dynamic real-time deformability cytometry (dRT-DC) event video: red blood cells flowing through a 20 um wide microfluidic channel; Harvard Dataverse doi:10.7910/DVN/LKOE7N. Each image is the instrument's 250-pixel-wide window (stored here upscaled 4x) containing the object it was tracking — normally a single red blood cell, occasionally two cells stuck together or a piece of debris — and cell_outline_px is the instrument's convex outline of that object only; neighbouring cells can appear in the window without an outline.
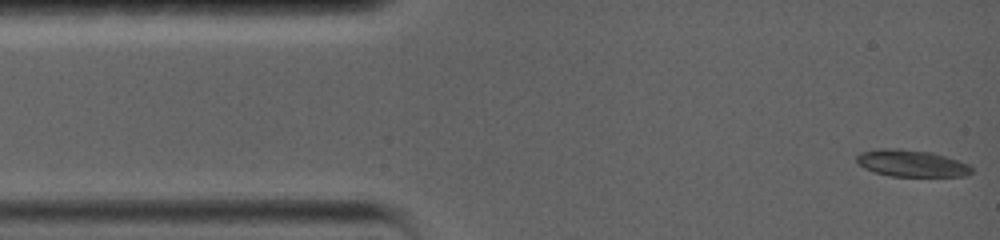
{"species": "common noctule bat (a hibernating species)", "species_latin": "Nyctalus noctula", "temperature_condition": "warm", "stored_images_in_passage": 8, "camera_frame_rate_fps": 5000, "um_per_image_px": 0.085, "animal": {"sex": "female", "body_mass_g": 19.0, "forearm_length_mm": 56.7}, "frame": {"image": 1, "passage_image": 1, "time_ms": 0.0, "image_size_px": [1000, 240], "cell_outline_px": [[972, 172], [964, 176], [892, 176], [876, 172], [864, 168], [856, 160], [856, 156], [860, 152], [880, 148], [900, 148], [932, 152], [968, 164], [972, 168]], "centroid_in_image_um": [77.45, 13.87], "position_along_channel_um": 7.5, "area_um2": 17.86}}
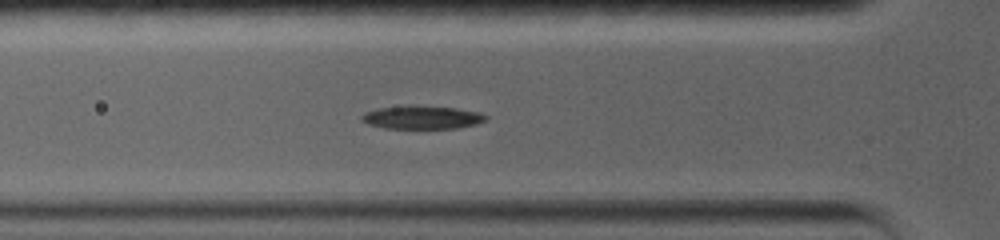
{"frame": {"image": 2, "passage_image": 8, "time_ms": 4.4, "image_size_px": [1000, 240], "cell_outline_px": [[488, 116], [484, 120], [476, 124], [456, 128], [384, 128], [368, 124], [360, 120], [360, 116], [364, 112], [376, 108], [408, 104], [412, 104], [456, 108], [480, 112]], "centroid_in_image_um": [35.81, 9.95], "position_along_channel_um": 90.0, "area_um2": 17.17}}